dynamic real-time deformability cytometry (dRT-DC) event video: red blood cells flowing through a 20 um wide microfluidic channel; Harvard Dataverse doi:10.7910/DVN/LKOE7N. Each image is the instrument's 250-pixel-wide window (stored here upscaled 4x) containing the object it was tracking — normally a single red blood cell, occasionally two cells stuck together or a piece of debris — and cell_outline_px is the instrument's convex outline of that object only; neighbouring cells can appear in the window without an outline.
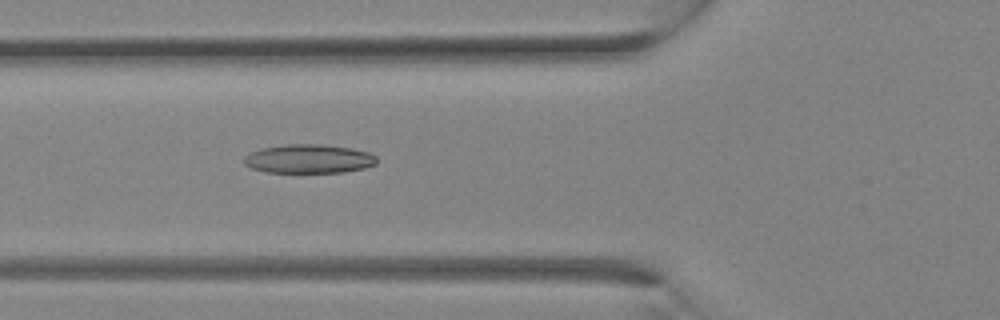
{"species": "Egyptian fruit bat (a non-hibernating species)", "species_latin": "Rousettus aegyptiacus", "temperature_condition": "room temperature", "stored_images_in_passage": 4, "camera_frame_rate_fps": 3000, "um_per_image_px": 0.085, "animal": {"sex": "female"}, "frame": {"image": 1, "passage_image": 4, "time_ms": 1.0, "image_size_px": [1000, 320], "cell_outline_px": [[376, 164], [364, 168], [344, 172], [264, 172], [252, 168], [244, 164], [244, 156], [248, 152], [260, 148], [284, 144], [320, 144], [352, 148], [368, 152], [376, 156]], "centroid_in_image_um": [26.21, 13.49], "position_along_channel_um": 99.6, "area_um2": 22.48}}